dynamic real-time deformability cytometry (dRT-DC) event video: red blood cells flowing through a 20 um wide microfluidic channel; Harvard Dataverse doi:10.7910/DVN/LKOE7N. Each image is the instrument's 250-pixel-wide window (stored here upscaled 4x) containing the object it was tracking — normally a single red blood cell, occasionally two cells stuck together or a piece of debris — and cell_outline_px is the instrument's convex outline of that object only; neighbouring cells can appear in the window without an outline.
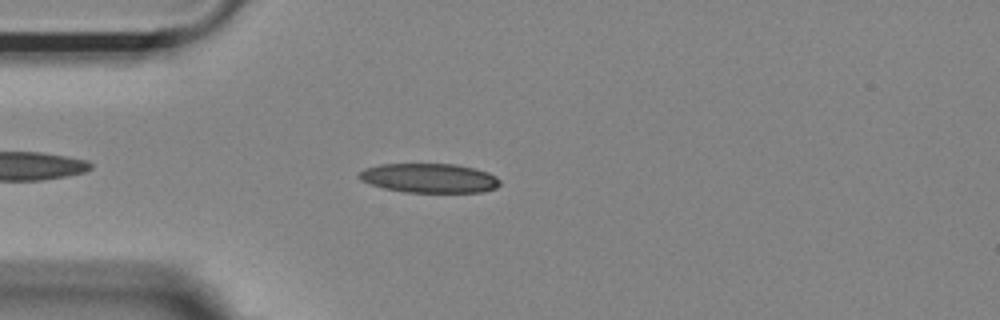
{"species": "Egyptian fruit bat (a non-hibernating species)", "species_latin": "Rousettus aegyptiacus", "temperature_condition": "room temperature", "stored_images_in_passage": 28, "camera_frame_rate_fps": 3000, "um_per_image_px": 0.085, "animal": {"sex": "female"}, "frame": {"image": 1, "passage_image": 6, "time_ms": 1.667, "image_size_px": [1000, 320], "cell_outline_px": [[500, 184], [496, 188], [484, 192], [404, 192], [384, 188], [360, 180], [356, 176], [364, 168], [380, 164], [456, 164], [488, 172], [496, 176], [500, 180]], "centroid_in_image_um": [36.49, 15.14], "position_along_channel_um": 48.5, "area_um2": 24.1}}
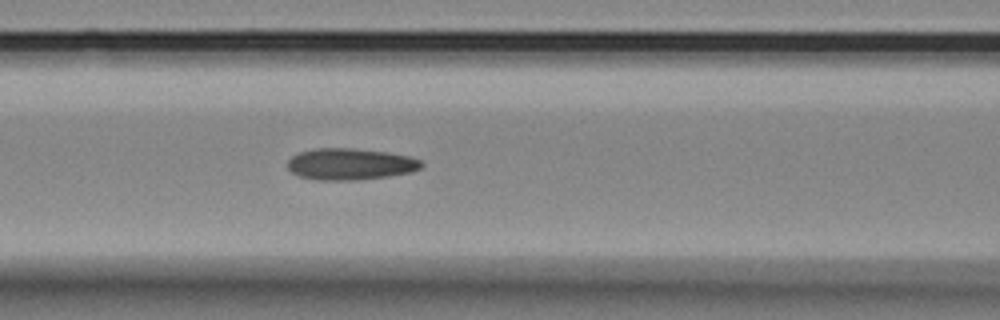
{"frame": {"image": 2, "passage_image": 14, "time_ms": 4.333, "image_size_px": [1000, 320], "cell_outline_px": [[424, 164], [420, 168], [408, 172], [388, 176], [360, 180], [316, 180], [300, 176], [292, 172], [288, 168], [288, 160], [292, 156], [300, 152], [312, 148], [352, 148], [388, 152], [408, 156], [420, 160]], "centroid_in_image_um": [29.75, 13.94], "position_along_channel_um": 136.9, "area_um2": 24.57}}
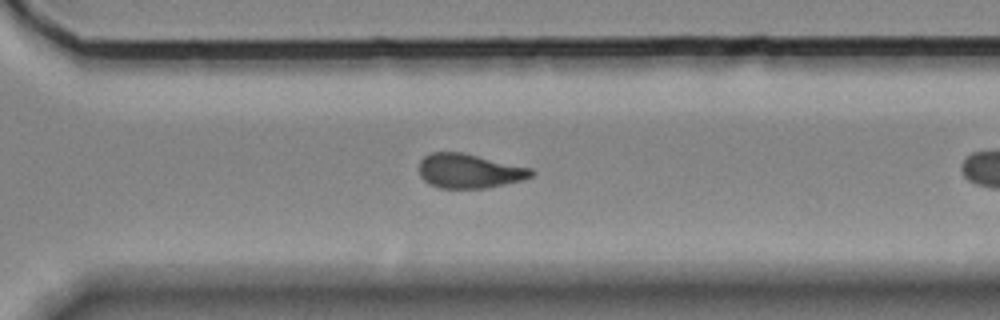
{"frame": {"image": 3, "passage_image": 26, "time_ms": 8.333, "image_size_px": [1000, 320], "cell_outline_px": [[532, 176], [524, 180], [488, 188], [440, 188], [428, 184], [420, 176], [420, 160], [424, 156], [432, 152], [460, 152], [532, 168]], "centroid_in_image_um": [39.88, 14.54], "position_along_channel_um": 330.7, "area_um2": 22.43}}